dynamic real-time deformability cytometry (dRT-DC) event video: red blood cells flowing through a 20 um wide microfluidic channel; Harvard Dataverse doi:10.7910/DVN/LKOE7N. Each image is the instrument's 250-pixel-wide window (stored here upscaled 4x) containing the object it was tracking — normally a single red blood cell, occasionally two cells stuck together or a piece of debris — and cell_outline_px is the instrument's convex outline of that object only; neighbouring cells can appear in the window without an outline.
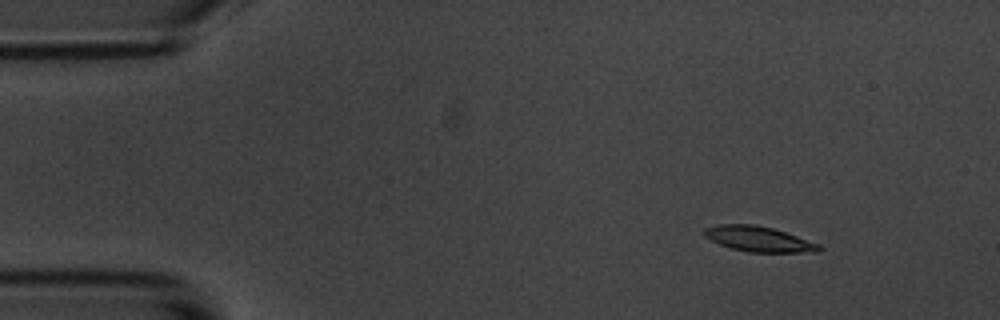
{"species": "common noctule bat (a hibernating species)", "species_latin": "Nyctalus noctula", "temperature_condition": "room temperature", "stored_images_in_passage": 4, "camera_frame_rate_fps": 3000, "um_per_image_px": 0.085, "animal": {"sex": "male", "body_mass_g": 20.1, "forearm_length_mm": 53.5}, "frame": {"image": 1, "passage_image": 1, "time_ms": 0.0, "image_size_px": [1000, 320], "cell_outline_px": [[824, 248], [820, 252], [748, 252], [732, 248], [720, 244], [704, 236], [704, 228], [720, 224], [752, 224], [772, 228], [820, 244]], "centroid_in_image_um": [64.52, 20.32], "position_along_channel_um": 20.5, "area_um2": 16.76}}
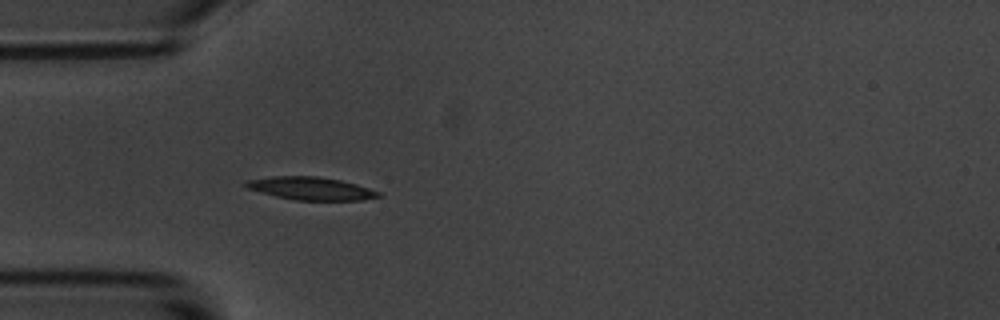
{"frame": {"image": 2, "passage_image": 4, "time_ms": 3.333, "image_size_px": [1000, 320], "cell_outline_px": [[380, 196], [360, 200], [296, 200], [276, 196], [260, 192], [248, 188], [244, 184], [244, 180], [272, 176], [316, 176], [340, 180], [356, 184], [380, 192]], "centroid_in_image_um": [26.38, 16.01], "position_along_channel_um": 58.6, "area_um2": 17.51}}